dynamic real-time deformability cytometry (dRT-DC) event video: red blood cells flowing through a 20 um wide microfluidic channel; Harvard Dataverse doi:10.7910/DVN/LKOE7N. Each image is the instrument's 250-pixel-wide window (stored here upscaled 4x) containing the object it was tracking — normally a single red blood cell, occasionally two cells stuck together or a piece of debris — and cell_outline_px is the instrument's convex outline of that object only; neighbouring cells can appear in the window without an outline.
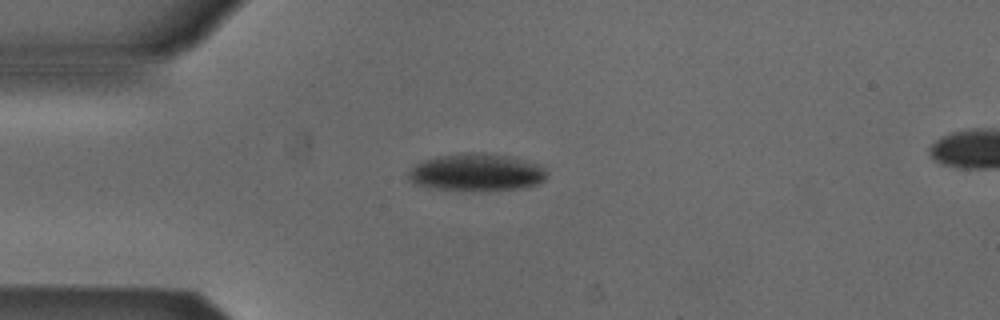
{"species": "Egyptian fruit bat (a non-hibernating species)", "species_latin": "Rousettus aegyptiacus", "temperature_condition": "cold", "stored_images_in_passage": 23, "camera_frame_rate_fps": 3000, "um_per_image_px": 0.085, "animal": {"sex": "male"}, "frame": {"image": 1, "passage_image": 1, "time_ms": 0.0, "image_size_px": [1000, 320], "cell_outline_px": [[548, 176], [544, 180], [536, 184], [520, 188], [460, 192], [428, 188], [412, 184], [408, 180], [408, 172], [416, 164], [424, 160], [444, 156], [468, 152], [484, 152], [508, 156], [544, 164], [548, 172]], "centroid_in_image_um": [40.52, 14.67], "position_along_channel_um": 44.5, "area_um2": 30.87}}
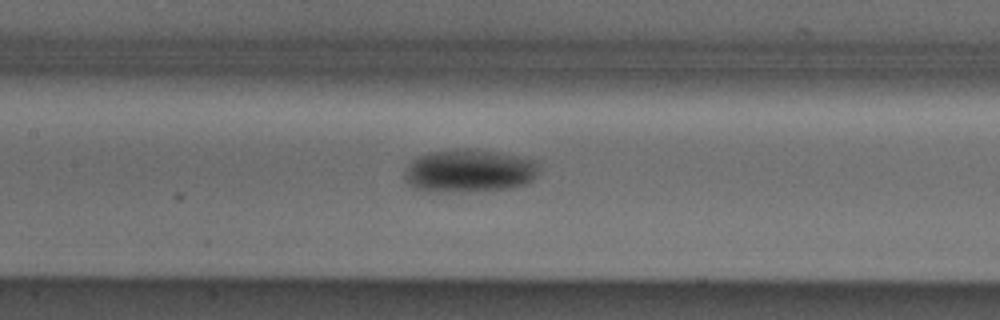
{"frame": {"image": 2, "passage_image": 12, "time_ms": 3.667, "image_size_px": [1000, 320], "cell_outline_px": [[536, 168], [532, 180], [528, 184], [512, 188], [472, 192], [432, 192], [416, 188], [408, 184], [404, 176], [404, 168], [416, 156], [432, 152], [464, 148], [468, 148], [492, 152], [532, 160], [536, 164]], "centroid_in_image_um": [39.78, 14.55], "position_along_channel_um": 167.6, "area_um2": 33.52}}
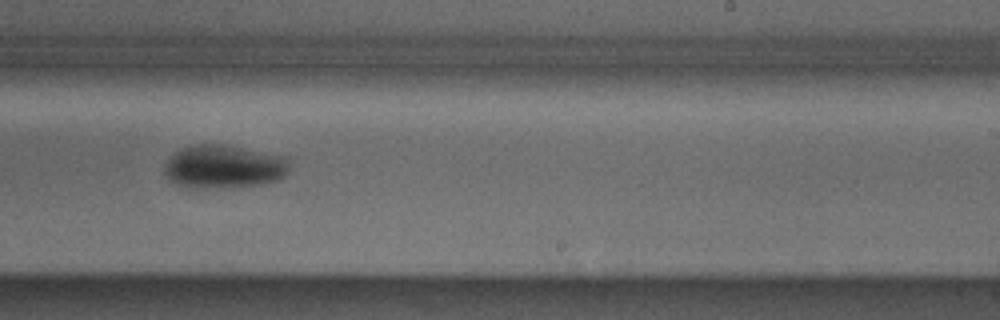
{"frame": {"image": 3, "passage_image": 20, "time_ms": 6.333, "image_size_px": [1000, 320], "cell_outline_px": [[288, 172], [280, 180], [260, 184], [204, 188], [188, 188], [168, 180], [164, 172], [168, 160], [176, 152], [184, 148], [196, 144], [220, 144], [288, 156]], "centroid_in_image_um": [19.05, 14.16], "position_along_channel_um": 269.9, "area_um2": 31.33}}